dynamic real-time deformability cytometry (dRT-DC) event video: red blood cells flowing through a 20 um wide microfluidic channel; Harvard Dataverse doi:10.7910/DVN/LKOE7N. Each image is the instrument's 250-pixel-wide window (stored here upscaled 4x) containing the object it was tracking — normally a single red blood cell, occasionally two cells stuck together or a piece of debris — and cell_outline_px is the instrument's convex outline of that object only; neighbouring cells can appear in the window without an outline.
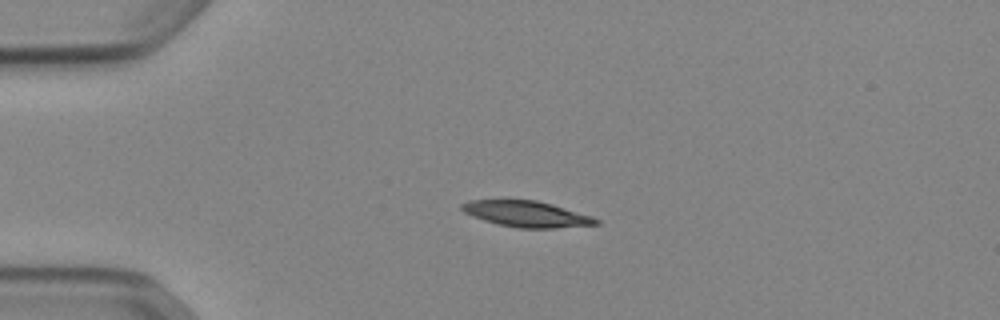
{"species": "Egyptian fruit bat (a non-hibernating species)", "species_latin": "Rousettus aegyptiacus", "temperature_condition": "cold", "stored_images_in_passage": 52, "camera_frame_rate_fps": 3000, "um_per_image_px": 0.085, "animal": {"sex": "female"}, "frame": {"image": 1, "passage_image": 12, "time_ms": 3.667, "image_size_px": [1000, 320], "cell_outline_px": [[600, 224], [552, 228], [516, 228], [484, 220], [472, 216], [464, 212], [460, 208], [460, 204], [468, 200], [504, 196], [536, 200], [552, 204], [592, 216], [600, 220]], "centroid_in_image_um": [44.66, 18.12], "position_along_channel_um": 40.3, "area_um2": 21.21}}
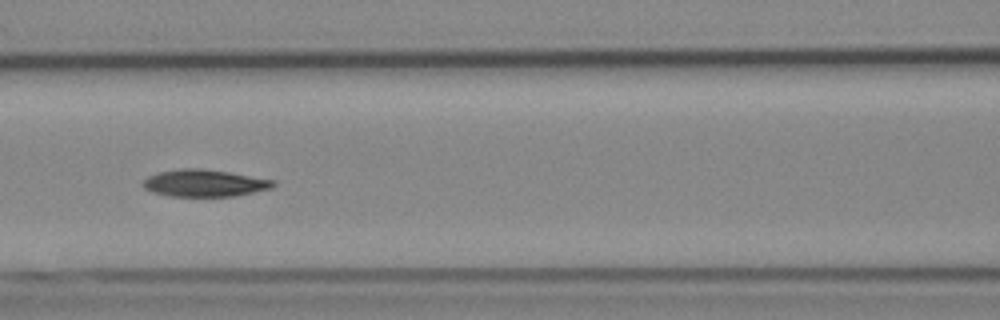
{"frame": {"image": 2, "passage_image": 23, "time_ms": 7.333, "image_size_px": [1000, 320], "cell_outline_px": [[276, 184], [272, 188], [236, 196], [168, 196], [152, 192], [144, 188], [140, 184], [148, 176], [160, 172], [180, 168], [200, 168], [228, 172], [276, 180]], "centroid_in_image_um": [17.38, 15.56], "position_along_channel_um": 149.2, "area_um2": 20.63}}
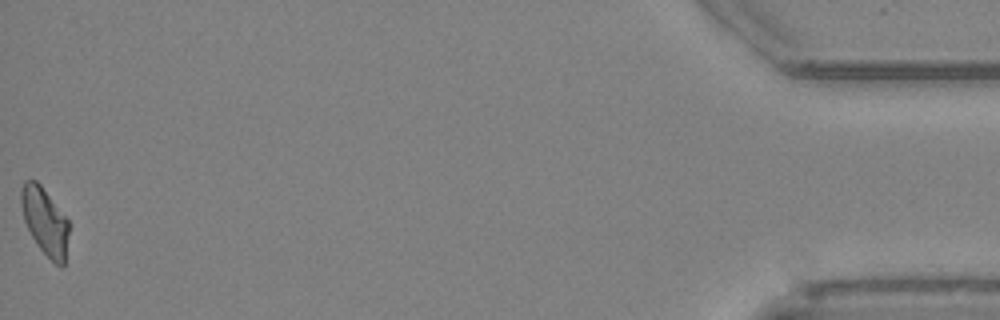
{"frame": {"image": 3, "passage_image": 52, "time_ms": 17.0, "image_size_px": [1000, 320], "cell_outline_px": [[68, 232], [64, 268], [60, 268], [36, 244], [24, 220], [20, 204], [20, 188], [24, 180], [36, 180], [40, 184], [68, 220]], "centroid_in_image_um": [3.79, 18.8], "position_along_channel_um": 431.4, "area_um2": 18.55}, "authors_computed_cell_mechanics": {"area_um2": 19.9699, "velocity_mm_per_s": 3.8785, "shape_relaxation_time_tau1_ms": 4.3541, "shape_relaxation_time_tau2_ms": 8.7947, "deformation_change_tau1": 0.1488, "deformation_change_tau2": 0.1525}}